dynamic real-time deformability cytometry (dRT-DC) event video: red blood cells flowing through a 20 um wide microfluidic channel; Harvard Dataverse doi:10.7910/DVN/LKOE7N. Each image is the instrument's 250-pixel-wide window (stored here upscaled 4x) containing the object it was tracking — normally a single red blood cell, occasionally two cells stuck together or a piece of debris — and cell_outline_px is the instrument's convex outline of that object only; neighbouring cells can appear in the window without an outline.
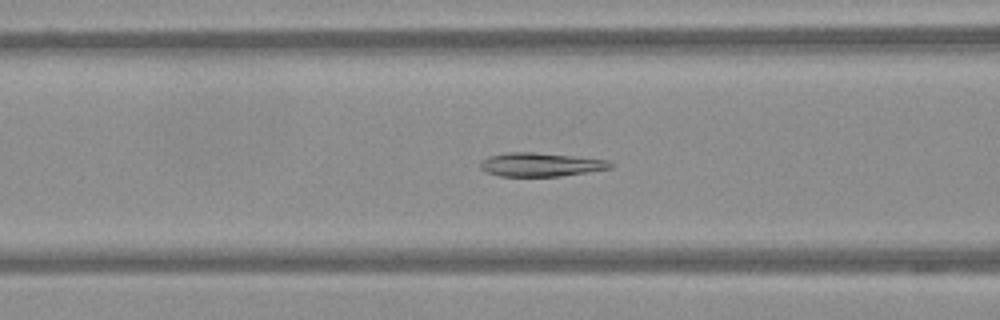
{"species": "Egyptian fruit bat (a non-hibernating species)", "species_latin": "Rousettus aegyptiacus", "temperature_condition": "warm", "stored_images_in_passage": 58, "camera_frame_rate_fps": 3000, "um_per_image_px": 0.085, "frame": {"image": 1, "passage_image": 24, "time_ms": 7.667, "image_size_px": [1000, 320], "cell_outline_px": [[612, 168], [560, 176], [500, 176], [484, 172], [480, 168], [480, 160], [488, 156], [508, 152], [532, 152], [572, 156], [608, 160], [612, 164]], "centroid_in_image_um": [45.89, 13.99], "position_along_channel_um": 120.7, "area_um2": 17.92}}
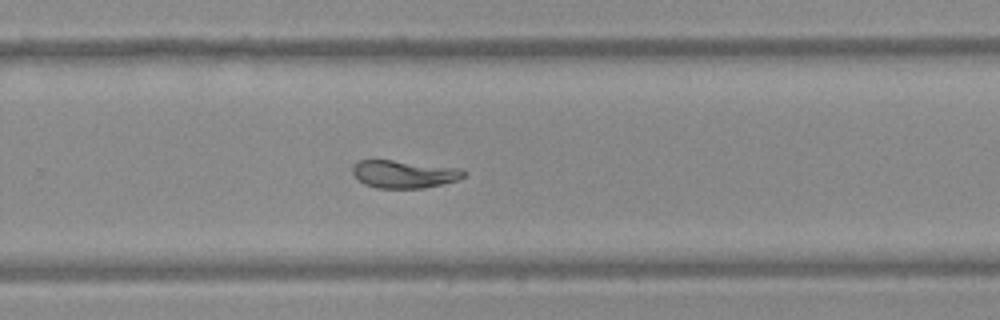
{"frame": {"image": 2, "passage_image": 39, "time_ms": 12.667, "image_size_px": [1000, 320], "cell_outline_px": [[468, 172], [464, 176], [456, 180], [424, 188], [376, 188], [364, 184], [352, 172], [352, 168], [360, 160], [392, 160], [460, 168]], "centroid_in_image_um": [34.36, 14.8], "position_along_channel_um": 295.4, "area_um2": 17.74}}
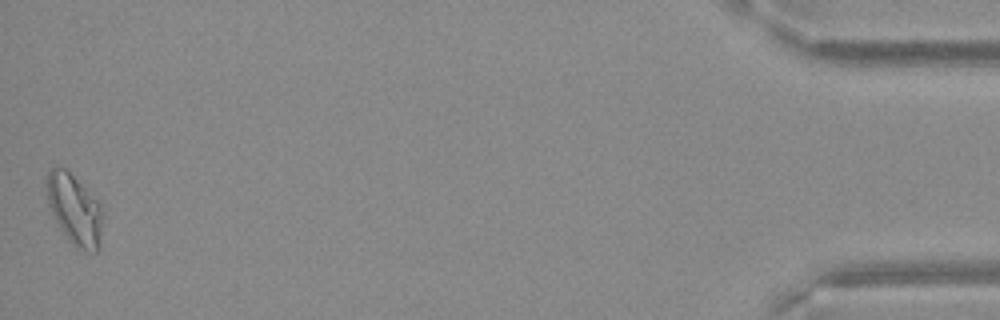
{"frame": {"image": 3, "passage_image": 58, "time_ms": 19.0, "image_size_px": [1000, 320], "cell_outline_px": [[104, 216], [100, 248], [96, 252], [84, 252], [76, 248], [68, 240], [60, 228], [48, 204], [44, 184], [44, 176], [52, 168], [64, 168], [100, 200]], "centroid_in_image_um": [6.36, 17.83], "position_along_channel_um": 428.8, "area_um2": 23.81}}